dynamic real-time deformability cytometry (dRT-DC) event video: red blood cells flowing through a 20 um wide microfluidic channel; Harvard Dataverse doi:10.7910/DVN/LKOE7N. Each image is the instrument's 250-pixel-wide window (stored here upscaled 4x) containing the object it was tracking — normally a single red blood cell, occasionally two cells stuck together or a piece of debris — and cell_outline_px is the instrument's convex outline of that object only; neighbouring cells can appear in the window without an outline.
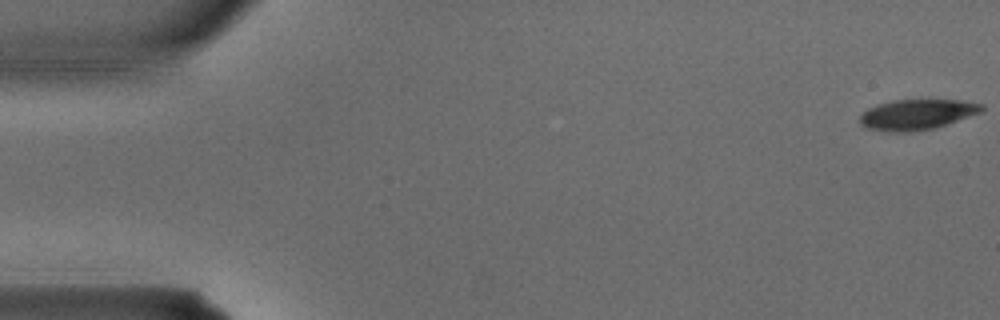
{"species": "common noctule bat (a hibernating species)", "species_latin": "Nyctalus noctula", "temperature_condition": "warm", "stored_images_in_passage": 4, "camera_frame_rate_fps": 3000, "um_per_image_px": 0.085, "animal": {"sex": "male", "body_mass_g": 15.6}, "frame": {"image": 1, "passage_image": 1, "time_ms": 0.0, "image_size_px": [1000, 320], "cell_outline_px": [[984, 108], [980, 112], [932, 128], [912, 132], [892, 132], [868, 128], [860, 124], [860, 116], [868, 108], [876, 104], [892, 100], [960, 100], [984, 104]], "centroid_in_image_um": [77.9, 9.72], "position_along_channel_um": 7.1, "area_um2": 21.27}}
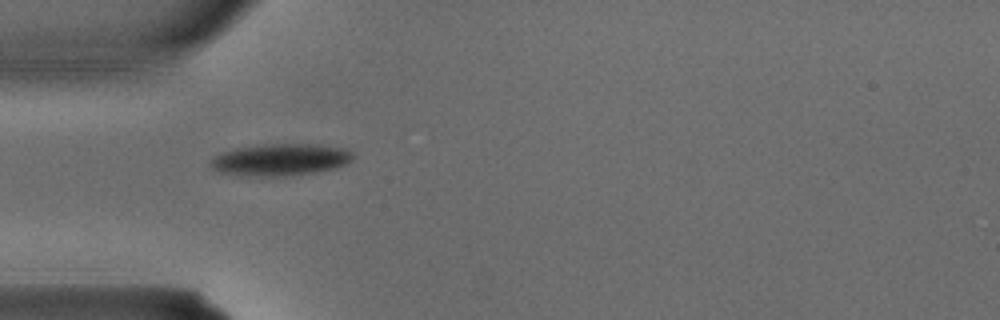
{"frame": {"image": 2, "passage_image": 4, "time_ms": 1.0, "image_size_px": [1000, 320], "cell_outline_px": [[356, 156], [352, 160], [336, 168], [316, 172], [280, 176], [236, 176], [220, 172], [212, 168], [208, 164], [208, 160], [224, 152], [236, 148], [264, 144], [316, 144], [344, 148], [352, 152]], "centroid_in_image_um": [23.82, 13.58], "position_along_channel_um": 61.2, "area_um2": 26.7}}